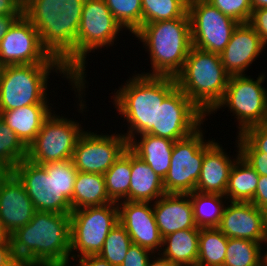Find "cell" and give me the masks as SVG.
Returning <instances> with one entry per match:
<instances>
[{
	"mask_svg": "<svg viewBox=\"0 0 267 266\" xmlns=\"http://www.w3.org/2000/svg\"><path fill=\"white\" fill-rule=\"evenodd\" d=\"M9 237L23 266H70V214L36 211Z\"/></svg>",
	"mask_w": 267,
	"mask_h": 266,
	"instance_id": "obj_1",
	"label": "cell"
},
{
	"mask_svg": "<svg viewBox=\"0 0 267 266\" xmlns=\"http://www.w3.org/2000/svg\"><path fill=\"white\" fill-rule=\"evenodd\" d=\"M188 194L192 202L194 220L197 227H218L226 206L224 204H227L225 195L204 194L196 191Z\"/></svg>",
	"mask_w": 267,
	"mask_h": 266,
	"instance_id": "obj_30",
	"label": "cell"
},
{
	"mask_svg": "<svg viewBox=\"0 0 267 266\" xmlns=\"http://www.w3.org/2000/svg\"><path fill=\"white\" fill-rule=\"evenodd\" d=\"M131 244L132 240L129 234L118 222L108 233L103 248L98 255L112 266H121Z\"/></svg>",
	"mask_w": 267,
	"mask_h": 266,
	"instance_id": "obj_35",
	"label": "cell"
},
{
	"mask_svg": "<svg viewBox=\"0 0 267 266\" xmlns=\"http://www.w3.org/2000/svg\"><path fill=\"white\" fill-rule=\"evenodd\" d=\"M113 203L106 192L103 174L78 171L72 193V211Z\"/></svg>",
	"mask_w": 267,
	"mask_h": 266,
	"instance_id": "obj_27",
	"label": "cell"
},
{
	"mask_svg": "<svg viewBox=\"0 0 267 266\" xmlns=\"http://www.w3.org/2000/svg\"><path fill=\"white\" fill-rule=\"evenodd\" d=\"M49 105L52 104H32L0 111V118L28 147L35 140L43 121L53 111Z\"/></svg>",
	"mask_w": 267,
	"mask_h": 266,
	"instance_id": "obj_23",
	"label": "cell"
},
{
	"mask_svg": "<svg viewBox=\"0 0 267 266\" xmlns=\"http://www.w3.org/2000/svg\"><path fill=\"white\" fill-rule=\"evenodd\" d=\"M157 255H159V257H157L156 259L152 257V259L154 260H151L150 258L146 266H176L170 260L162 257L160 254Z\"/></svg>",
	"mask_w": 267,
	"mask_h": 266,
	"instance_id": "obj_47",
	"label": "cell"
},
{
	"mask_svg": "<svg viewBox=\"0 0 267 266\" xmlns=\"http://www.w3.org/2000/svg\"><path fill=\"white\" fill-rule=\"evenodd\" d=\"M192 46L221 54L239 24L206 0H189Z\"/></svg>",
	"mask_w": 267,
	"mask_h": 266,
	"instance_id": "obj_13",
	"label": "cell"
},
{
	"mask_svg": "<svg viewBox=\"0 0 267 266\" xmlns=\"http://www.w3.org/2000/svg\"><path fill=\"white\" fill-rule=\"evenodd\" d=\"M152 254L150 250L132 243L121 266H146Z\"/></svg>",
	"mask_w": 267,
	"mask_h": 266,
	"instance_id": "obj_40",
	"label": "cell"
},
{
	"mask_svg": "<svg viewBox=\"0 0 267 266\" xmlns=\"http://www.w3.org/2000/svg\"><path fill=\"white\" fill-rule=\"evenodd\" d=\"M12 173L24 185L36 211L70 214L78 170L72 159L43 165L25 159Z\"/></svg>",
	"mask_w": 267,
	"mask_h": 266,
	"instance_id": "obj_5",
	"label": "cell"
},
{
	"mask_svg": "<svg viewBox=\"0 0 267 266\" xmlns=\"http://www.w3.org/2000/svg\"><path fill=\"white\" fill-rule=\"evenodd\" d=\"M189 0H142V25L189 17Z\"/></svg>",
	"mask_w": 267,
	"mask_h": 266,
	"instance_id": "obj_33",
	"label": "cell"
},
{
	"mask_svg": "<svg viewBox=\"0 0 267 266\" xmlns=\"http://www.w3.org/2000/svg\"><path fill=\"white\" fill-rule=\"evenodd\" d=\"M266 46L249 23H239L220 57L226 72L244 75L246 69L257 59Z\"/></svg>",
	"mask_w": 267,
	"mask_h": 266,
	"instance_id": "obj_20",
	"label": "cell"
},
{
	"mask_svg": "<svg viewBox=\"0 0 267 266\" xmlns=\"http://www.w3.org/2000/svg\"><path fill=\"white\" fill-rule=\"evenodd\" d=\"M203 127L174 142L171 164L163 179L166 193L188 194L195 191L205 154ZM205 139V140H204Z\"/></svg>",
	"mask_w": 267,
	"mask_h": 266,
	"instance_id": "obj_12",
	"label": "cell"
},
{
	"mask_svg": "<svg viewBox=\"0 0 267 266\" xmlns=\"http://www.w3.org/2000/svg\"><path fill=\"white\" fill-rule=\"evenodd\" d=\"M36 209L24 185L12 173H0V225L10 236L28 224Z\"/></svg>",
	"mask_w": 267,
	"mask_h": 266,
	"instance_id": "obj_18",
	"label": "cell"
},
{
	"mask_svg": "<svg viewBox=\"0 0 267 266\" xmlns=\"http://www.w3.org/2000/svg\"><path fill=\"white\" fill-rule=\"evenodd\" d=\"M265 212V218H266V221H267V208L264 210Z\"/></svg>",
	"mask_w": 267,
	"mask_h": 266,
	"instance_id": "obj_53",
	"label": "cell"
},
{
	"mask_svg": "<svg viewBox=\"0 0 267 266\" xmlns=\"http://www.w3.org/2000/svg\"><path fill=\"white\" fill-rule=\"evenodd\" d=\"M23 4L27 1V0H20Z\"/></svg>",
	"mask_w": 267,
	"mask_h": 266,
	"instance_id": "obj_54",
	"label": "cell"
},
{
	"mask_svg": "<svg viewBox=\"0 0 267 266\" xmlns=\"http://www.w3.org/2000/svg\"><path fill=\"white\" fill-rule=\"evenodd\" d=\"M129 201L155 202L166 194L161 179L141 158L131 151Z\"/></svg>",
	"mask_w": 267,
	"mask_h": 266,
	"instance_id": "obj_25",
	"label": "cell"
},
{
	"mask_svg": "<svg viewBox=\"0 0 267 266\" xmlns=\"http://www.w3.org/2000/svg\"><path fill=\"white\" fill-rule=\"evenodd\" d=\"M118 222L119 211L115 202L73 210L70 213V259L98 255L108 233Z\"/></svg>",
	"mask_w": 267,
	"mask_h": 266,
	"instance_id": "obj_9",
	"label": "cell"
},
{
	"mask_svg": "<svg viewBox=\"0 0 267 266\" xmlns=\"http://www.w3.org/2000/svg\"><path fill=\"white\" fill-rule=\"evenodd\" d=\"M251 203L261 210H265L267 208V176H259L258 185Z\"/></svg>",
	"mask_w": 267,
	"mask_h": 266,
	"instance_id": "obj_43",
	"label": "cell"
},
{
	"mask_svg": "<svg viewBox=\"0 0 267 266\" xmlns=\"http://www.w3.org/2000/svg\"><path fill=\"white\" fill-rule=\"evenodd\" d=\"M0 266H23L14 257L10 237H8L3 243H0Z\"/></svg>",
	"mask_w": 267,
	"mask_h": 266,
	"instance_id": "obj_42",
	"label": "cell"
},
{
	"mask_svg": "<svg viewBox=\"0 0 267 266\" xmlns=\"http://www.w3.org/2000/svg\"><path fill=\"white\" fill-rule=\"evenodd\" d=\"M259 174L240 156L234 163L225 197L228 201L251 202L259 181Z\"/></svg>",
	"mask_w": 267,
	"mask_h": 266,
	"instance_id": "obj_28",
	"label": "cell"
},
{
	"mask_svg": "<svg viewBox=\"0 0 267 266\" xmlns=\"http://www.w3.org/2000/svg\"><path fill=\"white\" fill-rule=\"evenodd\" d=\"M249 24L256 30L262 43L267 46V8L252 10Z\"/></svg>",
	"mask_w": 267,
	"mask_h": 266,
	"instance_id": "obj_41",
	"label": "cell"
},
{
	"mask_svg": "<svg viewBox=\"0 0 267 266\" xmlns=\"http://www.w3.org/2000/svg\"><path fill=\"white\" fill-rule=\"evenodd\" d=\"M8 237L0 225V243H3Z\"/></svg>",
	"mask_w": 267,
	"mask_h": 266,
	"instance_id": "obj_50",
	"label": "cell"
},
{
	"mask_svg": "<svg viewBox=\"0 0 267 266\" xmlns=\"http://www.w3.org/2000/svg\"><path fill=\"white\" fill-rule=\"evenodd\" d=\"M52 72L60 73L62 78L69 80L80 102L78 112L83 113L87 108L86 101L82 99L86 83H81L64 64L5 65L0 77V111L32 104H49L50 99L46 96Z\"/></svg>",
	"mask_w": 267,
	"mask_h": 266,
	"instance_id": "obj_4",
	"label": "cell"
},
{
	"mask_svg": "<svg viewBox=\"0 0 267 266\" xmlns=\"http://www.w3.org/2000/svg\"><path fill=\"white\" fill-rule=\"evenodd\" d=\"M182 266H208V265L196 261V262L188 263V264L182 265Z\"/></svg>",
	"mask_w": 267,
	"mask_h": 266,
	"instance_id": "obj_51",
	"label": "cell"
},
{
	"mask_svg": "<svg viewBox=\"0 0 267 266\" xmlns=\"http://www.w3.org/2000/svg\"><path fill=\"white\" fill-rule=\"evenodd\" d=\"M117 22L134 34L142 26V0H105Z\"/></svg>",
	"mask_w": 267,
	"mask_h": 266,
	"instance_id": "obj_36",
	"label": "cell"
},
{
	"mask_svg": "<svg viewBox=\"0 0 267 266\" xmlns=\"http://www.w3.org/2000/svg\"><path fill=\"white\" fill-rule=\"evenodd\" d=\"M236 143L243 159L259 175L267 176V154L259 152L242 134H238Z\"/></svg>",
	"mask_w": 267,
	"mask_h": 266,
	"instance_id": "obj_38",
	"label": "cell"
},
{
	"mask_svg": "<svg viewBox=\"0 0 267 266\" xmlns=\"http://www.w3.org/2000/svg\"><path fill=\"white\" fill-rule=\"evenodd\" d=\"M161 237L197 227L189 194L166 193L152 204Z\"/></svg>",
	"mask_w": 267,
	"mask_h": 266,
	"instance_id": "obj_22",
	"label": "cell"
},
{
	"mask_svg": "<svg viewBox=\"0 0 267 266\" xmlns=\"http://www.w3.org/2000/svg\"><path fill=\"white\" fill-rule=\"evenodd\" d=\"M227 237L217 228H200L197 261L208 266H223Z\"/></svg>",
	"mask_w": 267,
	"mask_h": 266,
	"instance_id": "obj_31",
	"label": "cell"
},
{
	"mask_svg": "<svg viewBox=\"0 0 267 266\" xmlns=\"http://www.w3.org/2000/svg\"><path fill=\"white\" fill-rule=\"evenodd\" d=\"M3 67H4V65L0 62V77H1V73H2Z\"/></svg>",
	"mask_w": 267,
	"mask_h": 266,
	"instance_id": "obj_52",
	"label": "cell"
},
{
	"mask_svg": "<svg viewBox=\"0 0 267 266\" xmlns=\"http://www.w3.org/2000/svg\"><path fill=\"white\" fill-rule=\"evenodd\" d=\"M85 0H27L23 14L42 45L76 77V41Z\"/></svg>",
	"mask_w": 267,
	"mask_h": 266,
	"instance_id": "obj_2",
	"label": "cell"
},
{
	"mask_svg": "<svg viewBox=\"0 0 267 266\" xmlns=\"http://www.w3.org/2000/svg\"><path fill=\"white\" fill-rule=\"evenodd\" d=\"M77 266H112L99 255H87L79 258Z\"/></svg>",
	"mask_w": 267,
	"mask_h": 266,
	"instance_id": "obj_45",
	"label": "cell"
},
{
	"mask_svg": "<svg viewBox=\"0 0 267 266\" xmlns=\"http://www.w3.org/2000/svg\"><path fill=\"white\" fill-rule=\"evenodd\" d=\"M21 15H2L0 16V41L5 36L7 31L12 27L14 22Z\"/></svg>",
	"mask_w": 267,
	"mask_h": 266,
	"instance_id": "obj_46",
	"label": "cell"
},
{
	"mask_svg": "<svg viewBox=\"0 0 267 266\" xmlns=\"http://www.w3.org/2000/svg\"><path fill=\"white\" fill-rule=\"evenodd\" d=\"M261 245L267 247V237L262 241ZM263 249L265 248H261V266H267V251Z\"/></svg>",
	"mask_w": 267,
	"mask_h": 266,
	"instance_id": "obj_48",
	"label": "cell"
},
{
	"mask_svg": "<svg viewBox=\"0 0 267 266\" xmlns=\"http://www.w3.org/2000/svg\"><path fill=\"white\" fill-rule=\"evenodd\" d=\"M0 62L5 65L63 64L42 45L31 21L22 14L0 41Z\"/></svg>",
	"mask_w": 267,
	"mask_h": 266,
	"instance_id": "obj_14",
	"label": "cell"
},
{
	"mask_svg": "<svg viewBox=\"0 0 267 266\" xmlns=\"http://www.w3.org/2000/svg\"><path fill=\"white\" fill-rule=\"evenodd\" d=\"M127 148L122 133L104 135L87 130L77 141L72 161L78 171L104 174Z\"/></svg>",
	"mask_w": 267,
	"mask_h": 266,
	"instance_id": "obj_16",
	"label": "cell"
},
{
	"mask_svg": "<svg viewBox=\"0 0 267 266\" xmlns=\"http://www.w3.org/2000/svg\"><path fill=\"white\" fill-rule=\"evenodd\" d=\"M252 10L267 8V0H251Z\"/></svg>",
	"mask_w": 267,
	"mask_h": 266,
	"instance_id": "obj_49",
	"label": "cell"
},
{
	"mask_svg": "<svg viewBox=\"0 0 267 266\" xmlns=\"http://www.w3.org/2000/svg\"><path fill=\"white\" fill-rule=\"evenodd\" d=\"M199 234L200 229H184L168 234L163 237V252L159 254L176 266L196 262L199 253Z\"/></svg>",
	"mask_w": 267,
	"mask_h": 266,
	"instance_id": "obj_26",
	"label": "cell"
},
{
	"mask_svg": "<svg viewBox=\"0 0 267 266\" xmlns=\"http://www.w3.org/2000/svg\"><path fill=\"white\" fill-rule=\"evenodd\" d=\"M136 136L128 141V148L164 179L171 164L174 142L151 134ZM138 140V141H137Z\"/></svg>",
	"mask_w": 267,
	"mask_h": 266,
	"instance_id": "obj_24",
	"label": "cell"
},
{
	"mask_svg": "<svg viewBox=\"0 0 267 266\" xmlns=\"http://www.w3.org/2000/svg\"><path fill=\"white\" fill-rule=\"evenodd\" d=\"M206 116L176 86L157 108L156 136L177 141L202 127Z\"/></svg>",
	"mask_w": 267,
	"mask_h": 266,
	"instance_id": "obj_15",
	"label": "cell"
},
{
	"mask_svg": "<svg viewBox=\"0 0 267 266\" xmlns=\"http://www.w3.org/2000/svg\"><path fill=\"white\" fill-rule=\"evenodd\" d=\"M51 112L35 140L28 146L27 159L43 165L72 159L77 141L85 131L79 122ZM80 124V125H79Z\"/></svg>",
	"mask_w": 267,
	"mask_h": 266,
	"instance_id": "obj_11",
	"label": "cell"
},
{
	"mask_svg": "<svg viewBox=\"0 0 267 266\" xmlns=\"http://www.w3.org/2000/svg\"><path fill=\"white\" fill-rule=\"evenodd\" d=\"M28 147L0 118V173H10L27 159Z\"/></svg>",
	"mask_w": 267,
	"mask_h": 266,
	"instance_id": "obj_32",
	"label": "cell"
},
{
	"mask_svg": "<svg viewBox=\"0 0 267 266\" xmlns=\"http://www.w3.org/2000/svg\"><path fill=\"white\" fill-rule=\"evenodd\" d=\"M262 247L259 242L240 238H227L223 266H261Z\"/></svg>",
	"mask_w": 267,
	"mask_h": 266,
	"instance_id": "obj_34",
	"label": "cell"
},
{
	"mask_svg": "<svg viewBox=\"0 0 267 266\" xmlns=\"http://www.w3.org/2000/svg\"><path fill=\"white\" fill-rule=\"evenodd\" d=\"M246 75L229 77L222 100L208 114L210 116L218 109L228 107L238 120V134L267 121V89L262 86L266 75L262 72L256 80Z\"/></svg>",
	"mask_w": 267,
	"mask_h": 266,
	"instance_id": "obj_10",
	"label": "cell"
},
{
	"mask_svg": "<svg viewBox=\"0 0 267 266\" xmlns=\"http://www.w3.org/2000/svg\"><path fill=\"white\" fill-rule=\"evenodd\" d=\"M143 43L151 61L149 76L176 77L192 47L190 17L142 25L134 34Z\"/></svg>",
	"mask_w": 267,
	"mask_h": 266,
	"instance_id": "obj_6",
	"label": "cell"
},
{
	"mask_svg": "<svg viewBox=\"0 0 267 266\" xmlns=\"http://www.w3.org/2000/svg\"><path fill=\"white\" fill-rule=\"evenodd\" d=\"M176 86L174 77L138 73L119 87L111 97L119 115L128 123L127 133L122 134L127 141L136 135L156 136L157 108Z\"/></svg>",
	"mask_w": 267,
	"mask_h": 266,
	"instance_id": "obj_3",
	"label": "cell"
},
{
	"mask_svg": "<svg viewBox=\"0 0 267 266\" xmlns=\"http://www.w3.org/2000/svg\"><path fill=\"white\" fill-rule=\"evenodd\" d=\"M217 228L227 238L262 243L267 237L265 212L251 202L227 201Z\"/></svg>",
	"mask_w": 267,
	"mask_h": 266,
	"instance_id": "obj_19",
	"label": "cell"
},
{
	"mask_svg": "<svg viewBox=\"0 0 267 266\" xmlns=\"http://www.w3.org/2000/svg\"><path fill=\"white\" fill-rule=\"evenodd\" d=\"M22 14L23 3L20 0H0V16Z\"/></svg>",
	"mask_w": 267,
	"mask_h": 266,
	"instance_id": "obj_44",
	"label": "cell"
},
{
	"mask_svg": "<svg viewBox=\"0 0 267 266\" xmlns=\"http://www.w3.org/2000/svg\"><path fill=\"white\" fill-rule=\"evenodd\" d=\"M224 15L238 23H249L252 15L251 0H206Z\"/></svg>",
	"mask_w": 267,
	"mask_h": 266,
	"instance_id": "obj_37",
	"label": "cell"
},
{
	"mask_svg": "<svg viewBox=\"0 0 267 266\" xmlns=\"http://www.w3.org/2000/svg\"><path fill=\"white\" fill-rule=\"evenodd\" d=\"M236 146L238 155H235L236 159H231L221 144L215 142V139L205 142V154L200 177L195 187L196 192L225 195L231 169L241 156L239 145L236 144Z\"/></svg>",
	"mask_w": 267,
	"mask_h": 266,
	"instance_id": "obj_21",
	"label": "cell"
},
{
	"mask_svg": "<svg viewBox=\"0 0 267 266\" xmlns=\"http://www.w3.org/2000/svg\"><path fill=\"white\" fill-rule=\"evenodd\" d=\"M103 175L109 199L115 203L129 201L131 150L127 148Z\"/></svg>",
	"mask_w": 267,
	"mask_h": 266,
	"instance_id": "obj_29",
	"label": "cell"
},
{
	"mask_svg": "<svg viewBox=\"0 0 267 266\" xmlns=\"http://www.w3.org/2000/svg\"><path fill=\"white\" fill-rule=\"evenodd\" d=\"M123 27L117 22L105 0H85L76 41V78L86 82L87 54L112 46Z\"/></svg>",
	"mask_w": 267,
	"mask_h": 266,
	"instance_id": "obj_8",
	"label": "cell"
},
{
	"mask_svg": "<svg viewBox=\"0 0 267 266\" xmlns=\"http://www.w3.org/2000/svg\"><path fill=\"white\" fill-rule=\"evenodd\" d=\"M119 223L126 229L132 243L159 254L163 238L156 224L150 202L121 201L117 203ZM158 250V251H157Z\"/></svg>",
	"mask_w": 267,
	"mask_h": 266,
	"instance_id": "obj_17",
	"label": "cell"
},
{
	"mask_svg": "<svg viewBox=\"0 0 267 266\" xmlns=\"http://www.w3.org/2000/svg\"><path fill=\"white\" fill-rule=\"evenodd\" d=\"M242 135L259 151L267 154V121L247 128Z\"/></svg>",
	"mask_w": 267,
	"mask_h": 266,
	"instance_id": "obj_39",
	"label": "cell"
},
{
	"mask_svg": "<svg viewBox=\"0 0 267 266\" xmlns=\"http://www.w3.org/2000/svg\"><path fill=\"white\" fill-rule=\"evenodd\" d=\"M229 77L220 54L192 46L182 71L175 79L183 93L208 116L222 100Z\"/></svg>",
	"mask_w": 267,
	"mask_h": 266,
	"instance_id": "obj_7",
	"label": "cell"
}]
</instances>
